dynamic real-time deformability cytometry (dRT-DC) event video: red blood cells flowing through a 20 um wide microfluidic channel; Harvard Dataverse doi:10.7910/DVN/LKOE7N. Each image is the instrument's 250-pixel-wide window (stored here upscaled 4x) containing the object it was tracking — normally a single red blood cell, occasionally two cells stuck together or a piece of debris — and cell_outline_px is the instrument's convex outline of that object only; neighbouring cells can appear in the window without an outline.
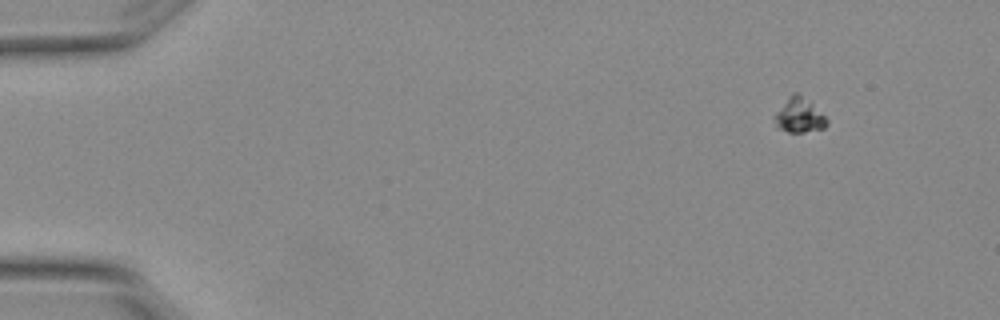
{"species": "Egyptian fruit bat (a non-hibernating species)", "species_latin": "Rousettus aegyptiacus", "temperature_condition": "warm", "stored_images_in_passage": 5, "camera_frame_rate_fps": 3000, "um_per_image_px": 0.085, "animal": {"sex": "female"}, "frame": {"image": 1, "passage_image": 2, "time_ms": 0.333, "image_size_px": [1000, 320], "cell_outline_px": [[828, 124], [824, 128], [804, 132], [788, 132], [780, 128], [776, 124], [772, 116], [792, 92], [796, 92], [812, 104], [828, 120]], "centroid_in_image_um": [67.91, 9.81], "position_along_channel_um": 17.1, "area_um2": 10.35}}
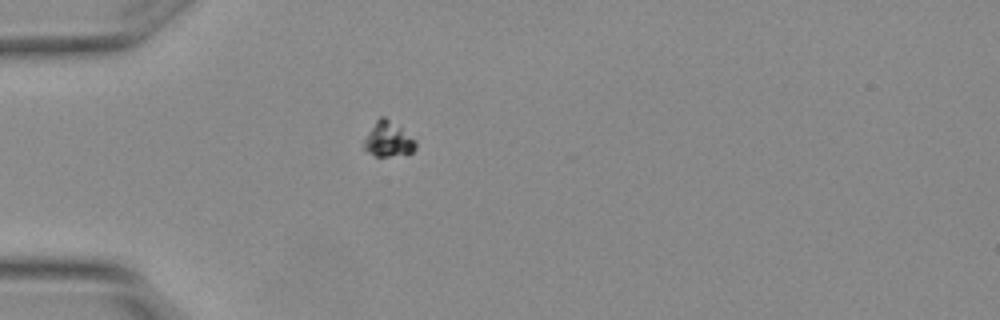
{"frame": {"image": 2, "passage_image": 5, "time_ms": 1.333, "image_size_px": [1000, 320], "cell_outline_px": [[416, 148], [412, 152], [388, 156], [376, 156], [364, 148], [364, 140], [368, 132], [376, 120], [380, 116], [384, 116], [416, 140]], "centroid_in_image_um": [33.0, 11.84], "position_along_channel_um": 52.0, "area_um2": 10.17}}